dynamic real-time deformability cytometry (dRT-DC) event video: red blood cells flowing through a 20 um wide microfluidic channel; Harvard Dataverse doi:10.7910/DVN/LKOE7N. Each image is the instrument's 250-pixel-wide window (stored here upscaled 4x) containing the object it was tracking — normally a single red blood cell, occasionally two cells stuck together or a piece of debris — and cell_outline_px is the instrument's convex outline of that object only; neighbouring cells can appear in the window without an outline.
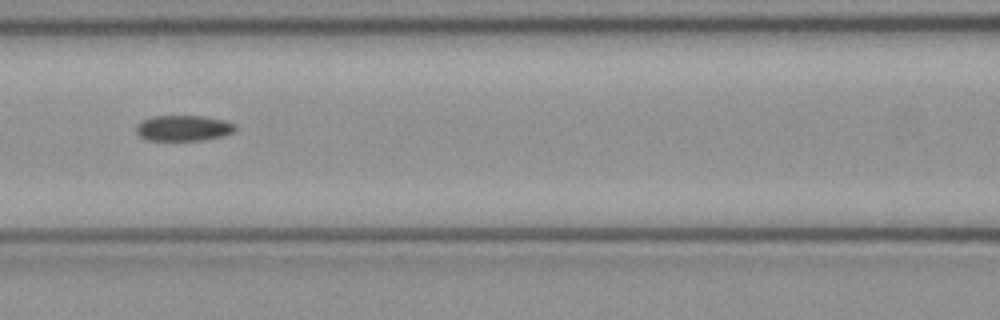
{"species": "common noctule bat (a hibernating species)", "species_latin": "Nyctalus noctula", "temperature_condition": "cold", "stored_images_in_passage": 5, "camera_frame_rate_fps": 3000, "um_per_image_px": 0.085, "animal": {"sex": "female", "body_mass_g": 21.9}, "frame": {"image": 1, "passage_image": 5, "time_ms": 1.333, "image_size_px": [1000, 320], "cell_outline_px": [[236, 128], [232, 132], [224, 136], [200, 140], [148, 140], [140, 136], [136, 132], [136, 124], [152, 116], [200, 116], [224, 120], [236, 124]], "centroid_in_image_um": [15.59, 10.89], "position_along_channel_um": 151.0, "area_um2": 14.74}}